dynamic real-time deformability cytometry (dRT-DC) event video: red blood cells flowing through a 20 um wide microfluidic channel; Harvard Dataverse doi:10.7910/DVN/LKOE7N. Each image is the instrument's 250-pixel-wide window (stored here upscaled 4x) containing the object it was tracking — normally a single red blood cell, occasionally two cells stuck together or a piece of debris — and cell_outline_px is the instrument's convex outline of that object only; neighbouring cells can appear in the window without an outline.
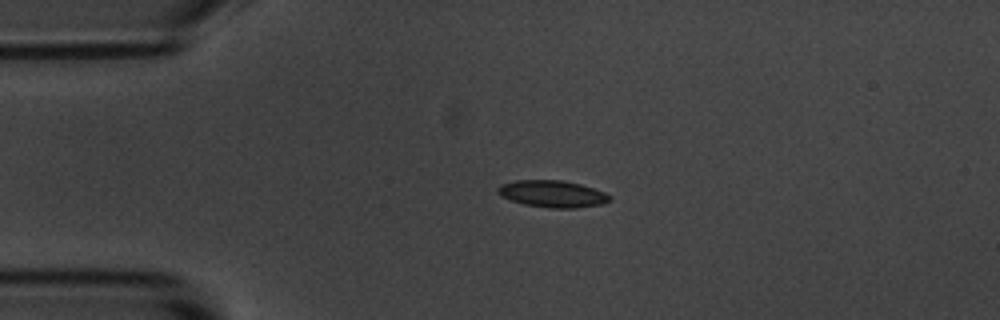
{"species": "common noctule bat (a hibernating species)", "species_latin": "Nyctalus noctula", "temperature_condition": "room temperature", "stored_images_in_passage": 3, "camera_frame_rate_fps": 3000, "um_per_image_px": 0.085, "animal": {"sex": "male", "body_mass_g": 20.1, "forearm_length_mm": 53.5}, "frame": {"image": 1, "passage_image": 2, "time_ms": 1.333, "image_size_px": [1000, 320], "cell_outline_px": [[612, 200], [604, 204], [576, 208], [552, 208], [524, 204], [500, 196], [496, 192], [496, 188], [500, 184], [516, 180], [564, 180], [580, 184], [604, 192], [612, 196]], "centroid_in_image_um": [46.96, 16.47], "position_along_channel_um": 38.0, "area_um2": 17.69}}